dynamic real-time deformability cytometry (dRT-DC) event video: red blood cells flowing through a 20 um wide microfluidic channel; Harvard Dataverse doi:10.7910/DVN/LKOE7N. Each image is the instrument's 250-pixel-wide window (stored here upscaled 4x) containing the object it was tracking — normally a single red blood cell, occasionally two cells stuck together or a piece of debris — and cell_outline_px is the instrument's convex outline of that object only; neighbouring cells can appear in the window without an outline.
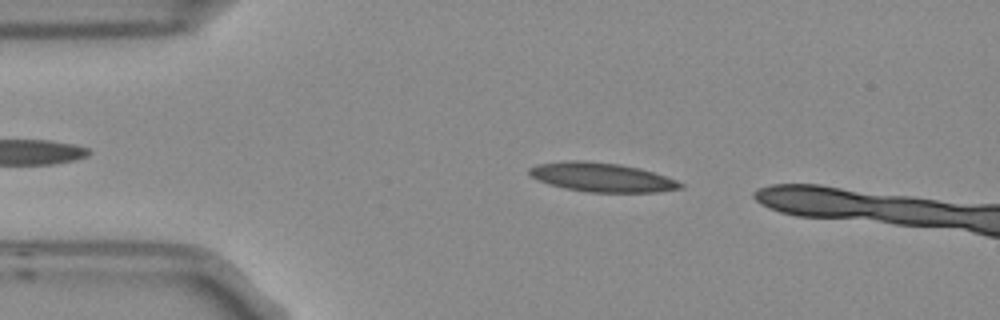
{"species": "Egyptian fruit bat (a non-hibernating species)", "species_latin": "Rousettus aegyptiacus", "temperature_condition": "room temperature", "stored_images_in_passage": 2, "camera_frame_rate_fps": 3000, "um_per_image_px": 0.085, "frame": {"image": 1, "passage_image": 1, "time_ms": 0.0, "image_size_px": [1000, 320], "cell_outline_px": [[684, 188], [656, 192], [588, 192], [564, 188], [548, 184], [532, 176], [528, 172], [528, 168], [536, 164], [572, 160], [588, 160], [620, 164], [640, 168], [676, 180], [684, 184]], "centroid_in_image_um": [51.15, 15.06], "position_along_channel_um": 33.9, "area_um2": 25.61}}